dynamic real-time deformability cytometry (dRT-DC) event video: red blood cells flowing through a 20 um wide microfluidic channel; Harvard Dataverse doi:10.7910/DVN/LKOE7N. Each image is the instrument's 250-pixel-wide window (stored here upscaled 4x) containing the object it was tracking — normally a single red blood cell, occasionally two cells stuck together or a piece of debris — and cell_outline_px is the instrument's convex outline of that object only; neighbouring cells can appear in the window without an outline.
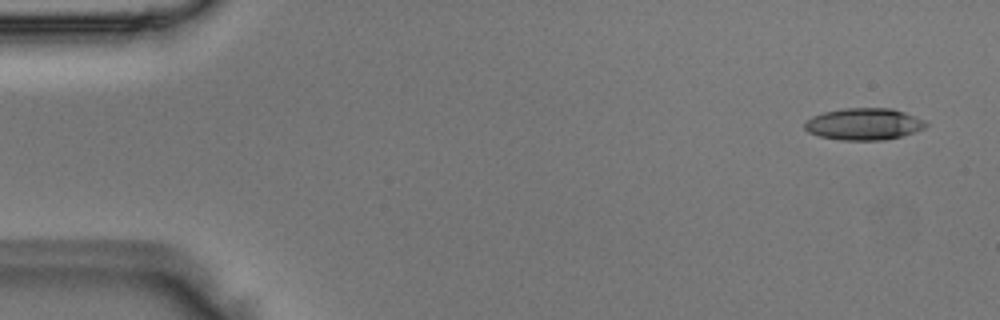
{"species": "Egyptian fruit bat (a non-hibernating species)", "species_latin": "Rousettus aegyptiacus", "temperature_condition": "room temperature", "stored_images_in_passage": 4, "camera_frame_rate_fps": 3000, "um_per_image_px": 0.085, "animal": {"sex": "male"}, "frame": {"image": 1, "passage_image": 1, "time_ms": 0.0, "image_size_px": [1000, 320], "cell_outline_px": [[928, 124], [924, 128], [900, 136], [884, 140], [840, 140], [820, 136], [808, 132], [804, 128], [804, 124], [812, 116], [824, 112], [844, 108], [892, 108], [916, 116], [924, 120]], "centroid_in_image_um": [73.42, 10.54], "position_along_channel_um": 11.6, "area_um2": 22.37}}